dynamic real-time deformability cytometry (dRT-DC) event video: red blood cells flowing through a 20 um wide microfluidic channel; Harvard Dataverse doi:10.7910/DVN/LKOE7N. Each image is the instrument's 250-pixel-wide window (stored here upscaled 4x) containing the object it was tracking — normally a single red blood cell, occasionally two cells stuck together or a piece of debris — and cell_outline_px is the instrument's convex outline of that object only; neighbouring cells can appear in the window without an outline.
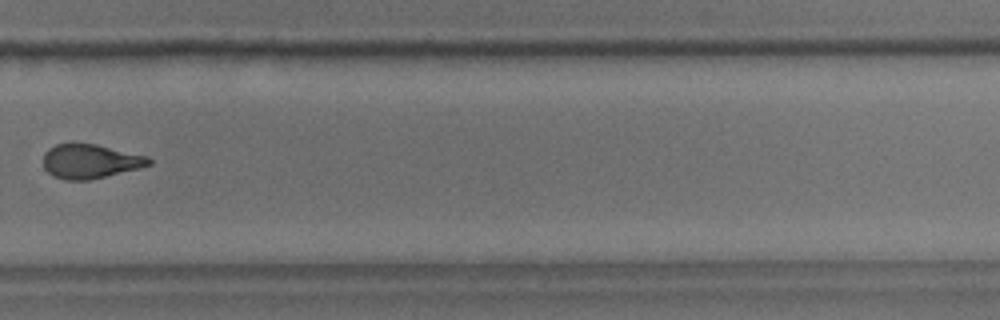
{"species": "common noctule bat (a hibernating species)", "species_latin": "Nyctalus noctula", "temperature_condition": "room temperature", "stored_images_in_passage": 15, "camera_frame_rate_fps": 3000, "um_per_image_px": 0.085, "animal": {"sex": "male", "body_mass_g": 18.8}, "frame": {"image": 1, "passage_image": 11, "time_ms": 12.333, "image_size_px": [1000, 320], "cell_outline_px": [[152, 164], [140, 168], [88, 180], [64, 180], [52, 176], [44, 168], [44, 152], [48, 148], [56, 144], [72, 140], [96, 144], [148, 156], [152, 160]], "centroid_in_image_um": [7.63, 13.67], "position_along_channel_um": 322.2, "area_um2": 21.62}}